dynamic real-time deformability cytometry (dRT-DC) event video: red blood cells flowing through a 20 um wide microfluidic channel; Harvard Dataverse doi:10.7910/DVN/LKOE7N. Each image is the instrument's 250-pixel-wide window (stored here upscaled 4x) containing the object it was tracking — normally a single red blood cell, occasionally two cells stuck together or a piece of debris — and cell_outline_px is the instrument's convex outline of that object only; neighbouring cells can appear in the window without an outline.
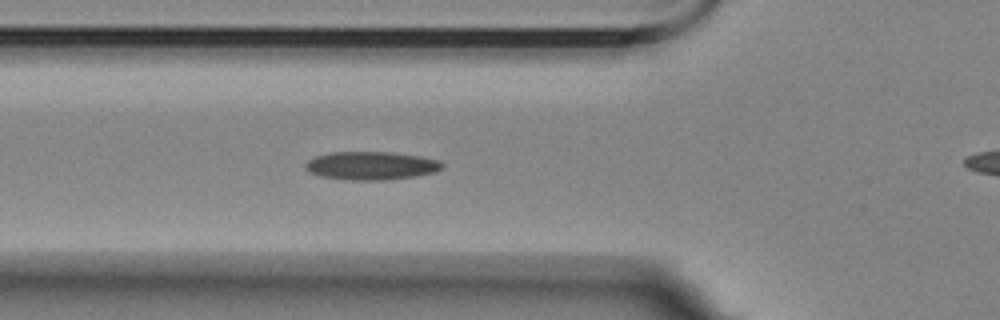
{"species": "Egyptian fruit bat (a non-hibernating species)", "species_latin": "Rousettus aegyptiacus", "temperature_condition": "room temperature", "stored_images_in_passage": 6, "segment_of_instrument_passage": [1, 2], "camera_frame_rate_fps": 3000, "um_per_image_px": 0.085, "animal": {"sex": "female"}, "frame": {"image": 1, "passage_image": 5, "time_ms": 4.667, "image_size_px": [1000, 320], "cell_outline_px": [[444, 168], [436, 172], [416, 176], [384, 180], [348, 180], [320, 176], [308, 172], [304, 164], [308, 160], [316, 156], [332, 152], [392, 152], [420, 156], [440, 160], [444, 164]], "centroid_in_image_um": [31.58, 14.08], "position_along_channel_um": 94.2, "area_um2": 22.72}}